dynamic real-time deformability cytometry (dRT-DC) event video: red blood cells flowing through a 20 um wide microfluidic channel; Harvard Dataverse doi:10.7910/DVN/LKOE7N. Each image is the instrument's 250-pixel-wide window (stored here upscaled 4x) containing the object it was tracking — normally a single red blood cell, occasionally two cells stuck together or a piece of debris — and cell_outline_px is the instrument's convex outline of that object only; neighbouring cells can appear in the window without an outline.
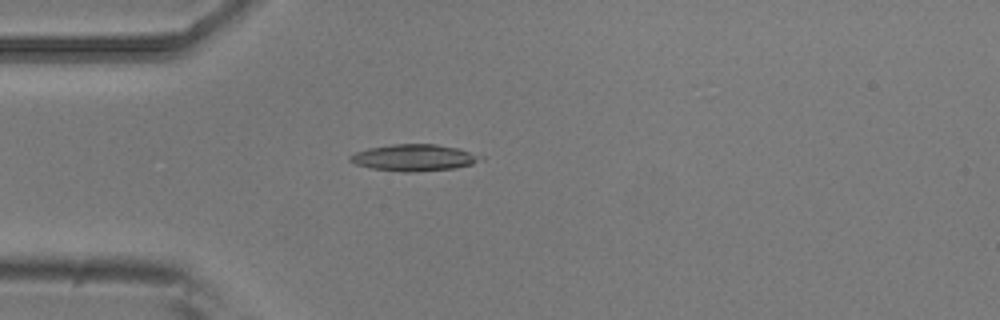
{"species": "common noctule bat (a hibernating species)", "species_latin": "Nyctalus noctula", "temperature_condition": "room temperature", "stored_images_in_passage": 5, "camera_frame_rate_fps": 3000, "um_per_image_px": 0.085, "animal": {"sex": "male", "body_mass_g": 20.5, "forearm_length_mm": 52.5}, "frame": {"image": 1, "passage_image": 4, "time_ms": 1.0, "image_size_px": [1000, 320], "cell_outline_px": [[484, 160], [472, 164], [456, 168], [416, 172], [400, 172], [372, 168], [356, 164], [348, 160], [348, 156], [356, 152], [368, 148], [392, 144], [436, 144], [460, 148], [484, 156]], "centroid_in_image_um": [35.24, 13.4], "position_along_channel_um": 49.8, "area_um2": 20.52}}